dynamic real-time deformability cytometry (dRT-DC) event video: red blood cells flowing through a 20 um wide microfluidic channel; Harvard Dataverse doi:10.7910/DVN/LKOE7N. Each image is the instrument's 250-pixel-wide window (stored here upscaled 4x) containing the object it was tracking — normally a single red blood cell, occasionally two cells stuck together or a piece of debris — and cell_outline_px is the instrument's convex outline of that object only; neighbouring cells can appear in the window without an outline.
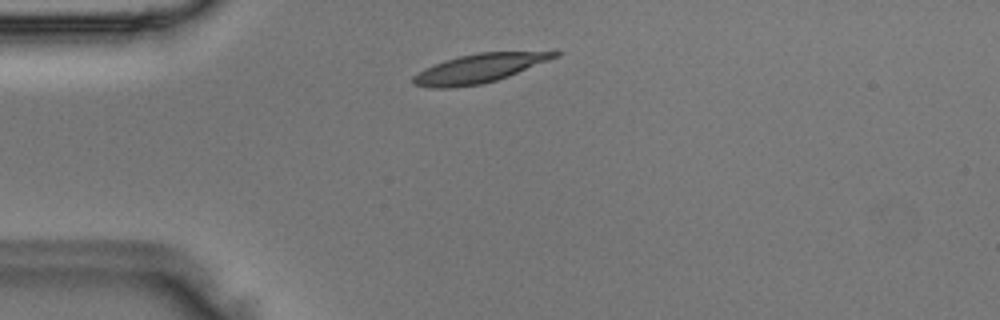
{"species": "Egyptian fruit bat (a non-hibernating species)", "species_latin": "Rousettus aegyptiacus", "temperature_condition": "room temperature", "stored_images_in_passage": 3, "camera_frame_rate_fps": 3000, "um_per_image_px": 0.085, "animal": {"sex": "male"}, "frame": {"image": 1, "passage_image": 1, "time_ms": 0.0, "image_size_px": [1000, 320], "cell_outline_px": [[564, 52], [560, 56], [508, 76], [496, 80], [480, 84], [448, 88], [428, 88], [412, 84], [412, 76], [424, 68], [444, 60], [460, 56], [480, 52], [556, 48]], "centroid_in_image_um": [40.9, 5.74], "position_along_channel_um": 44.1, "area_um2": 24.8}}
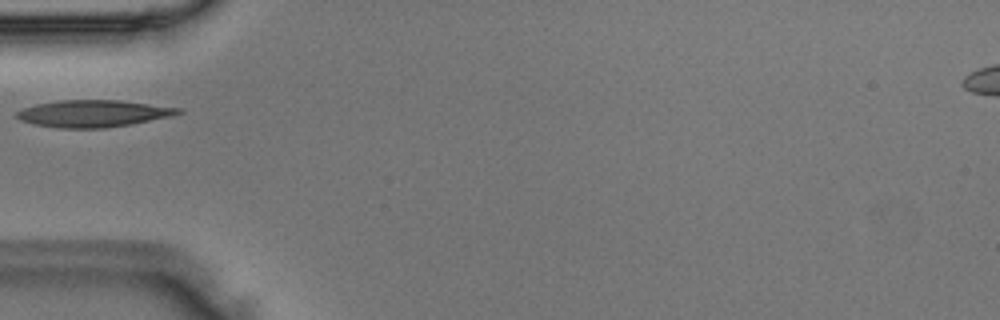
{"frame": {"image": 2, "passage_image": 2, "time_ms": 0.333, "image_size_px": [1000, 320], "cell_outline_px": [[184, 112], [172, 116], [128, 124], [104, 128], [56, 128], [32, 124], [20, 120], [16, 116], [16, 112], [24, 108], [36, 104], [60, 100], [120, 100], [184, 108]], "centroid_in_image_um": [7.94, 9.64], "position_along_channel_um": 77.1, "area_um2": 25.43}}
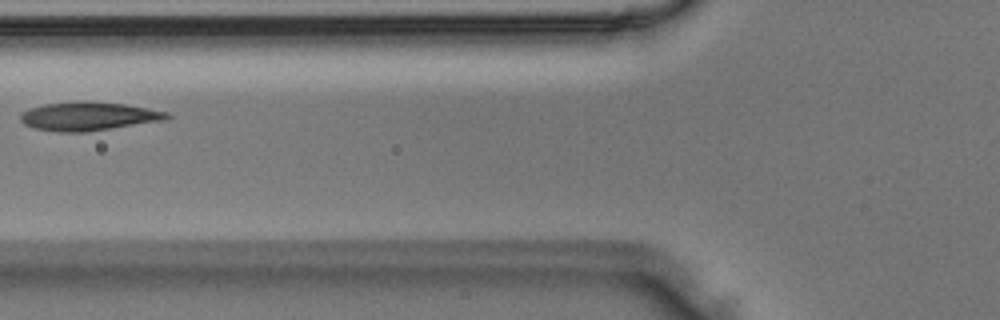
{"frame": {"image": 3, "passage_image": 3, "time_ms": 0.667, "image_size_px": [1000, 320], "cell_outline_px": [[172, 116], [168, 120], [88, 132], [60, 132], [32, 128], [24, 124], [20, 120], [20, 112], [28, 108], [44, 104], [84, 100], [124, 104], [168, 112]], "centroid_in_image_um": [7.52, 9.88], "position_along_channel_um": 118.3, "area_um2": 24.85}}